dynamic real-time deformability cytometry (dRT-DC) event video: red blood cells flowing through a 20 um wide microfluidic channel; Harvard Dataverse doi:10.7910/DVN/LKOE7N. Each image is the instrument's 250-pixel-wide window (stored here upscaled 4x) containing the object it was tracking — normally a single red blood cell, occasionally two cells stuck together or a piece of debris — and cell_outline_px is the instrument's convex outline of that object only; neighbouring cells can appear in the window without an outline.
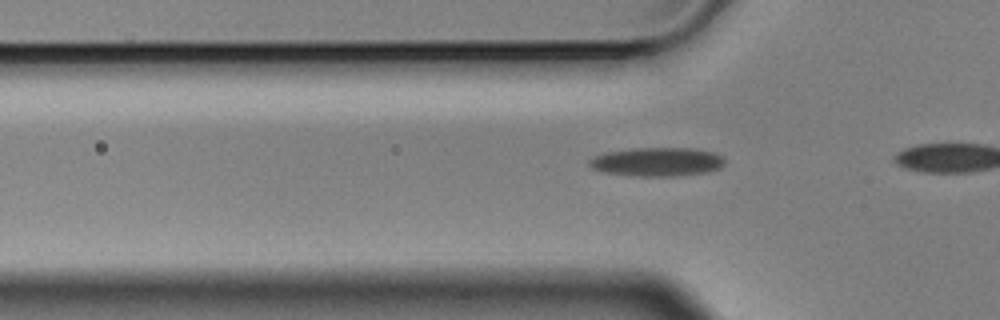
{"species": "Egyptian fruit bat (a non-hibernating species)", "species_latin": "Rousettus aegyptiacus", "temperature_condition": "cold", "stored_images_in_passage": 29, "camera_frame_rate_fps": 3000, "um_per_image_px": 0.085, "animal": {"sex": "male"}, "frame": {"image": 1, "passage_image": 3, "time_ms": 0.667, "image_size_px": [1000, 320], "cell_outline_px": [[724, 164], [720, 168], [708, 172], [676, 176], [640, 176], [604, 172], [592, 168], [588, 164], [588, 160], [604, 152], [636, 148], [692, 148], [712, 152], [720, 156], [724, 160]], "centroid_in_image_um": [55.85, 13.75], "position_along_channel_um": 70.0, "area_um2": 22.6}}
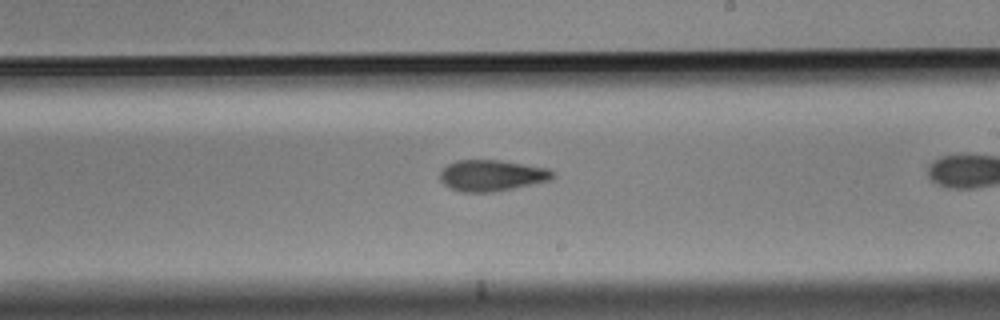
{"frame": {"image": 2, "passage_image": 18, "time_ms": 5.667, "image_size_px": [1000, 320], "cell_outline_px": [[556, 176], [552, 180], [492, 192], [460, 192], [444, 184], [440, 180], [440, 168], [456, 160], [500, 160], [548, 168], [556, 172]], "centroid_in_image_um": [41.81, 14.91], "position_along_channel_um": 247.2, "area_um2": 20.63}}
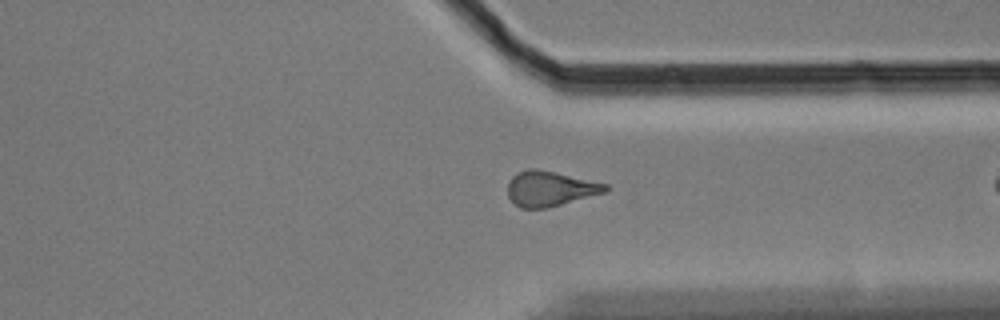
{"frame": {"image": 3, "passage_image": 28, "time_ms": 9.0, "image_size_px": [1000, 320], "cell_outline_px": [[608, 192], [544, 208], [520, 208], [508, 196], [508, 184], [512, 176], [516, 172], [532, 168], [536, 168], [556, 172], [608, 184]], "centroid_in_image_um": [46.76, 16.02], "position_along_channel_um": 364.6, "area_um2": 19.88}}